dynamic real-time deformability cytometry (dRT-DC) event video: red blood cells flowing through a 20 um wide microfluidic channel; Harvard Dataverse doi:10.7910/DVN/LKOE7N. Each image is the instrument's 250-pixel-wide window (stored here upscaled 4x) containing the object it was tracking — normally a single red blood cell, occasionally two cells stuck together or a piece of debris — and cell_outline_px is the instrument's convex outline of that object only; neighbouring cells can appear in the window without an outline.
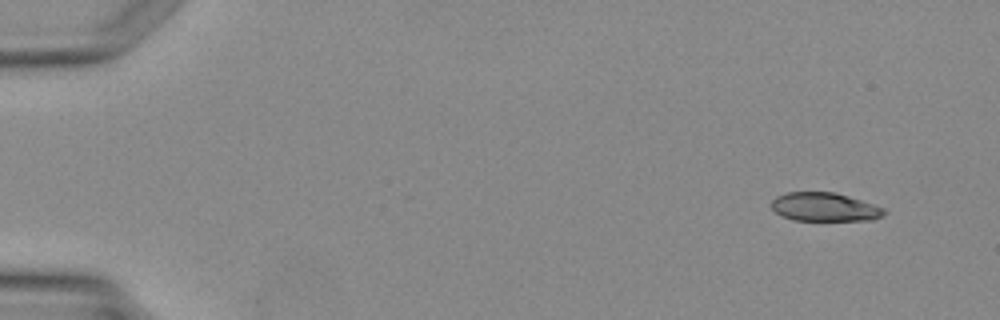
{"species": "Egyptian fruit bat (a non-hibernating species)", "species_latin": "Rousettus aegyptiacus", "temperature_condition": "warm", "stored_images_in_passage": 3, "camera_frame_rate_fps": 3000, "um_per_image_px": 0.085, "animal": {"sex": "female"}, "frame": {"image": 1, "passage_image": 1, "time_ms": 0.0, "image_size_px": [1000, 320], "cell_outline_px": [[884, 216], [872, 220], [796, 220], [780, 216], [772, 208], [772, 200], [776, 196], [784, 192], [836, 192], [884, 208]], "centroid_in_image_um": [70.06, 17.59], "position_along_channel_um": 14.9, "area_um2": 18.73}}